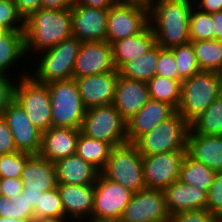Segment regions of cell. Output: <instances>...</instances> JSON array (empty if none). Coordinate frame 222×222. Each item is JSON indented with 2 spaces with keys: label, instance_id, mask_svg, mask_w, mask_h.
I'll return each mask as SVG.
<instances>
[{
  "label": "cell",
  "instance_id": "6da1fadb",
  "mask_svg": "<svg viewBox=\"0 0 222 222\" xmlns=\"http://www.w3.org/2000/svg\"><path fill=\"white\" fill-rule=\"evenodd\" d=\"M194 0H156L149 12V25L156 44L172 48L190 42L189 18Z\"/></svg>",
  "mask_w": 222,
  "mask_h": 222
},
{
  "label": "cell",
  "instance_id": "7a4b0ae2",
  "mask_svg": "<svg viewBox=\"0 0 222 222\" xmlns=\"http://www.w3.org/2000/svg\"><path fill=\"white\" fill-rule=\"evenodd\" d=\"M71 10H47L40 8L24 19L26 55L38 54L53 48L72 36ZM38 52V53H37Z\"/></svg>",
  "mask_w": 222,
  "mask_h": 222
},
{
  "label": "cell",
  "instance_id": "3957f363",
  "mask_svg": "<svg viewBox=\"0 0 222 222\" xmlns=\"http://www.w3.org/2000/svg\"><path fill=\"white\" fill-rule=\"evenodd\" d=\"M222 95V73L200 71L182 82L177 112L191 124Z\"/></svg>",
  "mask_w": 222,
  "mask_h": 222
},
{
  "label": "cell",
  "instance_id": "277c9868",
  "mask_svg": "<svg viewBox=\"0 0 222 222\" xmlns=\"http://www.w3.org/2000/svg\"><path fill=\"white\" fill-rule=\"evenodd\" d=\"M190 124L176 111L151 131L139 137L134 144L142 156L187 151Z\"/></svg>",
  "mask_w": 222,
  "mask_h": 222
},
{
  "label": "cell",
  "instance_id": "5b68a950",
  "mask_svg": "<svg viewBox=\"0 0 222 222\" xmlns=\"http://www.w3.org/2000/svg\"><path fill=\"white\" fill-rule=\"evenodd\" d=\"M81 43L79 39L71 36L53 48L40 52L38 59L36 57L38 64L34 66V75L31 72L29 74L36 81L45 84L73 79L74 64Z\"/></svg>",
  "mask_w": 222,
  "mask_h": 222
},
{
  "label": "cell",
  "instance_id": "8992f818",
  "mask_svg": "<svg viewBox=\"0 0 222 222\" xmlns=\"http://www.w3.org/2000/svg\"><path fill=\"white\" fill-rule=\"evenodd\" d=\"M100 173L133 193L146 188L142 155L134 143L126 142L113 147Z\"/></svg>",
  "mask_w": 222,
  "mask_h": 222
},
{
  "label": "cell",
  "instance_id": "52a82bcc",
  "mask_svg": "<svg viewBox=\"0 0 222 222\" xmlns=\"http://www.w3.org/2000/svg\"><path fill=\"white\" fill-rule=\"evenodd\" d=\"M51 100L52 127L80 129L86 108L74 79L47 84Z\"/></svg>",
  "mask_w": 222,
  "mask_h": 222
},
{
  "label": "cell",
  "instance_id": "ba28073f",
  "mask_svg": "<svg viewBox=\"0 0 222 222\" xmlns=\"http://www.w3.org/2000/svg\"><path fill=\"white\" fill-rule=\"evenodd\" d=\"M14 100L26 112L32 124L42 132L52 127L51 100L47 84L36 81L27 71L19 73Z\"/></svg>",
  "mask_w": 222,
  "mask_h": 222
},
{
  "label": "cell",
  "instance_id": "9c48e42d",
  "mask_svg": "<svg viewBox=\"0 0 222 222\" xmlns=\"http://www.w3.org/2000/svg\"><path fill=\"white\" fill-rule=\"evenodd\" d=\"M126 123L113 104L95 106L86 109L80 130L85 136L115 147L127 142Z\"/></svg>",
  "mask_w": 222,
  "mask_h": 222
},
{
  "label": "cell",
  "instance_id": "30bf717a",
  "mask_svg": "<svg viewBox=\"0 0 222 222\" xmlns=\"http://www.w3.org/2000/svg\"><path fill=\"white\" fill-rule=\"evenodd\" d=\"M170 217L163 190L145 188L133 193L121 219L124 222H169Z\"/></svg>",
  "mask_w": 222,
  "mask_h": 222
},
{
  "label": "cell",
  "instance_id": "8fae6325",
  "mask_svg": "<svg viewBox=\"0 0 222 222\" xmlns=\"http://www.w3.org/2000/svg\"><path fill=\"white\" fill-rule=\"evenodd\" d=\"M132 195L133 192L100 173L94 184L92 220L121 218Z\"/></svg>",
  "mask_w": 222,
  "mask_h": 222
},
{
  "label": "cell",
  "instance_id": "7c38bea8",
  "mask_svg": "<svg viewBox=\"0 0 222 222\" xmlns=\"http://www.w3.org/2000/svg\"><path fill=\"white\" fill-rule=\"evenodd\" d=\"M187 151L142 156L144 182L148 189L164 190L179 179L182 161Z\"/></svg>",
  "mask_w": 222,
  "mask_h": 222
},
{
  "label": "cell",
  "instance_id": "4fadbf2b",
  "mask_svg": "<svg viewBox=\"0 0 222 222\" xmlns=\"http://www.w3.org/2000/svg\"><path fill=\"white\" fill-rule=\"evenodd\" d=\"M19 152L38 155L41 150L42 131L35 127L26 112L13 100L1 113Z\"/></svg>",
  "mask_w": 222,
  "mask_h": 222
},
{
  "label": "cell",
  "instance_id": "5bb4252c",
  "mask_svg": "<svg viewBox=\"0 0 222 222\" xmlns=\"http://www.w3.org/2000/svg\"><path fill=\"white\" fill-rule=\"evenodd\" d=\"M148 25V11L116 3L109 8L106 41L111 45L118 40L135 36L141 33Z\"/></svg>",
  "mask_w": 222,
  "mask_h": 222
},
{
  "label": "cell",
  "instance_id": "9a60e30c",
  "mask_svg": "<svg viewBox=\"0 0 222 222\" xmlns=\"http://www.w3.org/2000/svg\"><path fill=\"white\" fill-rule=\"evenodd\" d=\"M112 47L107 41L82 42L77 54L73 79L116 71Z\"/></svg>",
  "mask_w": 222,
  "mask_h": 222
},
{
  "label": "cell",
  "instance_id": "2e32d148",
  "mask_svg": "<svg viewBox=\"0 0 222 222\" xmlns=\"http://www.w3.org/2000/svg\"><path fill=\"white\" fill-rule=\"evenodd\" d=\"M72 12V36L81 42L106 41L109 9L75 4Z\"/></svg>",
  "mask_w": 222,
  "mask_h": 222
},
{
  "label": "cell",
  "instance_id": "e0dca14e",
  "mask_svg": "<svg viewBox=\"0 0 222 222\" xmlns=\"http://www.w3.org/2000/svg\"><path fill=\"white\" fill-rule=\"evenodd\" d=\"M119 72L74 78L86 109L111 105L114 102Z\"/></svg>",
  "mask_w": 222,
  "mask_h": 222
},
{
  "label": "cell",
  "instance_id": "ac0fdd59",
  "mask_svg": "<svg viewBox=\"0 0 222 222\" xmlns=\"http://www.w3.org/2000/svg\"><path fill=\"white\" fill-rule=\"evenodd\" d=\"M57 189L62 200L65 216L71 219L68 222H73V220L80 222L85 219L89 222L92 220L94 184H58Z\"/></svg>",
  "mask_w": 222,
  "mask_h": 222
},
{
  "label": "cell",
  "instance_id": "d6986e66",
  "mask_svg": "<svg viewBox=\"0 0 222 222\" xmlns=\"http://www.w3.org/2000/svg\"><path fill=\"white\" fill-rule=\"evenodd\" d=\"M175 112L176 110L171 105L149 99L134 116L126 121L127 142L134 143L160 122L170 118Z\"/></svg>",
  "mask_w": 222,
  "mask_h": 222
},
{
  "label": "cell",
  "instance_id": "ffe728a7",
  "mask_svg": "<svg viewBox=\"0 0 222 222\" xmlns=\"http://www.w3.org/2000/svg\"><path fill=\"white\" fill-rule=\"evenodd\" d=\"M149 99L146 82L118 75L113 105L126 121L134 116Z\"/></svg>",
  "mask_w": 222,
  "mask_h": 222
},
{
  "label": "cell",
  "instance_id": "44dd1931",
  "mask_svg": "<svg viewBox=\"0 0 222 222\" xmlns=\"http://www.w3.org/2000/svg\"><path fill=\"white\" fill-rule=\"evenodd\" d=\"M80 132V129L62 127L49 128L47 131L42 132V143L39 155L53 163L68 156L75 155Z\"/></svg>",
  "mask_w": 222,
  "mask_h": 222
},
{
  "label": "cell",
  "instance_id": "7402d4cb",
  "mask_svg": "<svg viewBox=\"0 0 222 222\" xmlns=\"http://www.w3.org/2000/svg\"><path fill=\"white\" fill-rule=\"evenodd\" d=\"M24 190L46 192L57 188V170L52 161L38 155H31L21 172Z\"/></svg>",
  "mask_w": 222,
  "mask_h": 222
},
{
  "label": "cell",
  "instance_id": "603a6c76",
  "mask_svg": "<svg viewBox=\"0 0 222 222\" xmlns=\"http://www.w3.org/2000/svg\"><path fill=\"white\" fill-rule=\"evenodd\" d=\"M187 154L209 169L222 171V136L188 132Z\"/></svg>",
  "mask_w": 222,
  "mask_h": 222
},
{
  "label": "cell",
  "instance_id": "cb8c5ba5",
  "mask_svg": "<svg viewBox=\"0 0 222 222\" xmlns=\"http://www.w3.org/2000/svg\"><path fill=\"white\" fill-rule=\"evenodd\" d=\"M170 214L206 209L207 193L177 180L163 190Z\"/></svg>",
  "mask_w": 222,
  "mask_h": 222
},
{
  "label": "cell",
  "instance_id": "d4e9b609",
  "mask_svg": "<svg viewBox=\"0 0 222 222\" xmlns=\"http://www.w3.org/2000/svg\"><path fill=\"white\" fill-rule=\"evenodd\" d=\"M58 184H95L100 170L78 155L68 156L55 162Z\"/></svg>",
  "mask_w": 222,
  "mask_h": 222
},
{
  "label": "cell",
  "instance_id": "484cf974",
  "mask_svg": "<svg viewBox=\"0 0 222 222\" xmlns=\"http://www.w3.org/2000/svg\"><path fill=\"white\" fill-rule=\"evenodd\" d=\"M156 45L155 33L148 25L141 33L111 44L117 71L128 61L143 55Z\"/></svg>",
  "mask_w": 222,
  "mask_h": 222
},
{
  "label": "cell",
  "instance_id": "4316f807",
  "mask_svg": "<svg viewBox=\"0 0 222 222\" xmlns=\"http://www.w3.org/2000/svg\"><path fill=\"white\" fill-rule=\"evenodd\" d=\"M25 56L27 57L23 31H6L0 35V73L10 71L8 74L11 75L15 65H18L17 61L20 62Z\"/></svg>",
  "mask_w": 222,
  "mask_h": 222
},
{
  "label": "cell",
  "instance_id": "83f0119b",
  "mask_svg": "<svg viewBox=\"0 0 222 222\" xmlns=\"http://www.w3.org/2000/svg\"><path fill=\"white\" fill-rule=\"evenodd\" d=\"M158 62V45L156 44L148 52L126 62L119 70V75L132 80L148 82L156 75Z\"/></svg>",
  "mask_w": 222,
  "mask_h": 222
},
{
  "label": "cell",
  "instance_id": "f1b7e54d",
  "mask_svg": "<svg viewBox=\"0 0 222 222\" xmlns=\"http://www.w3.org/2000/svg\"><path fill=\"white\" fill-rule=\"evenodd\" d=\"M215 173L216 171L209 169L186 153L181 164L178 180L182 183L193 185L207 193L212 185Z\"/></svg>",
  "mask_w": 222,
  "mask_h": 222
},
{
  "label": "cell",
  "instance_id": "f546056e",
  "mask_svg": "<svg viewBox=\"0 0 222 222\" xmlns=\"http://www.w3.org/2000/svg\"><path fill=\"white\" fill-rule=\"evenodd\" d=\"M146 84L150 99L169 104L177 111L181 99V81L155 75Z\"/></svg>",
  "mask_w": 222,
  "mask_h": 222
},
{
  "label": "cell",
  "instance_id": "4dcf8cb0",
  "mask_svg": "<svg viewBox=\"0 0 222 222\" xmlns=\"http://www.w3.org/2000/svg\"><path fill=\"white\" fill-rule=\"evenodd\" d=\"M112 149L111 144L85 136L80 132L75 154L101 171L106 165Z\"/></svg>",
  "mask_w": 222,
  "mask_h": 222
},
{
  "label": "cell",
  "instance_id": "1f68e13d",
  "mask_svg": "<svg viewBox=\"0 0 222 222\" xmlns=\"http://www.w3.org/2000/svg\"><path fill=\"white\" fill-rule=\"evenodd\" d=\"M201 71L222 73V41L200 40L190 41Z\"/></svg>",
  "mask_w": 222,
  "mask_h": 222
},
{
  "label": "cell",
  "instance_id": "d6a6232c",
  "mask_svg": "<svg viewBox=\"0 0 222 222\" xmlns=\"http://www.w3.org/2000/svg\"><path fill=\"white\" fill-rule=\"evenodd\" d=\"M193 133L222 136V95L190 124Z\"/></svg>",
  "mask_w": 222,
  "mask_h": 222
},
{
  "label": "cell",
  "instance_id": "836d02e7",
  "mask_svg": "<svg viewBox=\"0 0 222 222\" xmlns=\"http://www.w3.org/2000/svg\"><path fill=\"white\" fill-rule=\"evenodd\" d=\"M173 51L178 71V81H185L199 73V65L192 42L170 48Z\"/></svg>",
  "mask_w": 222,
  "mask_h": 222
},
{
  "label": "cell",
  "instance_id": "e575fe53",
  "mask_svg": "<svg viewBox=\"0 0 222 222\" xmlns=\"http://www.w3.org/2000/svg\"><path fill=\"white\" fill-rule=\"evenodd\" d=\"M214 30L212 13L203 12L193 5L189 18L190 41L214 40Z\"/></svg>",
  "mask_w": 222,
  "mask_h": 222
},
{
  "label": "cell",
  "instance_id": "d590c367",
  "mask_svg": "<svg viewBox=\"0 0 222 222\" xmlns=\"http://www.w3.org/2000/svg\"><path fill=\"white\" fill-rule=\"evenodd\" d=\"M0 217L29 220L31 222L35 220L34 210L22 194L10 198L0 197Z\"/></svg>",
  "mask_w": 222,
  "mask_h": 222
},
{
  "label": "cell",
  "instance_id": "8d00e7d4",
  "mask_svg": "<svg viewBox=\"0 0 222 222\" xmlns=\"http://www.w3.org/2000/svg\"><path fill=\"white\" fill-rule=\"evenodd\" d=\"M35 220L43 218H66L62 200L57 188L46 191L34 210Z\"/></svg>",
  "mask_w": 222,
  "mask_h": 222
},
{
  "label": "cell",
  "instance_id": "74e56055",
  "mask_svg": "<svg viewBox=\"0 0 222 222\" xmlns=\"http://www.w3.org/2000/svg\"><path fill=\"white\" fill-rule=\"evenodd\" d=\"M31 156L25 152H12L0 155V179L20 178L27 159Z\"/></svg>",
  "mask_w": 222,
  "mask_h": 222
},
{
  "label": "cell",
  "instance_id": "f35d334b",
  "mask_svg": "<svg viewBox=\"0 0 222 222\" xmlns=\"http://www.w3.org/2000/svg\"><path fill=\"white\" fill-rule=\"evenodd\" d=\"M0 26L6 31H24V19L14 1L0 0Z\"/></svg>",
  "mask_w": 222,
  "mask_h": 222
},
{
  "label": "cell",
  "instance_id": "ab89813d",
  "mask_svg": "<svg viewBox=\"0 0 222 222\" xmlns=\"http://www.w3.org/2000/svg\"><path fill=\"white\" fill-rule=\"evenodd\" d=\"M156 75L178 80V71L173 51L170 48H162L158 45V62Z\"/></svg>",
  "mask_w": 222,
  "mask_h": 222
},
{
  "label": "cell",
  "instance_id": "60d3db41",
  "mask_svg": "<svg viewBox=\"0 0 222 222\" xmlns=\"http://www.w3.org/2000/svg\"><path fill=\"white\" fill-rule=\"evenodd\" d=\"M206 209L222 219V171H216L212 185L207 192Z\"/></svg>",
  "mask_w": 222,
  "mask_h": 222
},
{
  "label": "cell",
  "instance_id": "b9f144b4",
  "mask_svg": "<svg viewBox=\"0 0 222 222\" xmlns=\"http://www.w3.org/2000/svg\"><path fill=\"white\" fill-rule=\"evenodd\" d=\"M169 222H222V219L210 213L207 209H201L172 214Z\"/></svg>",
  "mask_w": 222,
  "mask_h": 222
},
{
  "label": "cell",
  "instance_id": "7bdbcfd3",
  "mask_svg": "<svg viewBox=\"0 0 222 222\" xmlns=\"http://www.w3.org/2000/svg\"><path fill=\"white\" fill-rule=\"evenodd\" d=\"M11 76L0 73V114L14 100L16 82Z\"/></svg>",
  "mask_w": 222,
  "mask_h": 222
},
{
  "label": "cell",
  "instance_id": "ee69618b",
  "mask_svg": "<svg viewBox=\"0 0 222 222\" xmlns=\"http://www.w3.org/2000/svg\"><path fill=\"white\" fill-rule=\"evenodd\" d=\"M12 132L0 114V155L17 152Z\"/></svg>",
  "mask_w": 222,
  "mask_h": 222
},
{
  "label": "cell",
  "instance_id": "f6af8a7d",
  "mask_svg": "<svg viewBox=\"0 0 222 222\" xmlns=\"http://www.w3.org/2000/svg\"><path fill=\"white\" fill-rule=\"evenodd\" d=\"M3 196L10 198L22 194L24 186L20 178L0 179Z\"/></svg>",
  "mask_w": 222,
  "mask_h": 222
},
{
  "label": "cell",
  "instance_id": "bcb514c9",
  "mask_svg": "<svg viewBox=\"0 0 222 222\" xmlns=\"http://www.w3.org/2000/svg\"><path fill=\"white\" fill-rule=\"evenodd\" d=\"M14 2L23 19L41 8L40 0H14Z\"/></svg>",
  "mask_w": 222,
  "mask_h": 222
},
{
  "label": "cell",
  "instance_id": "7dc6e473",
  "mask_svg": "<svg viewBox=\"0 0 222 222\" xmlns=\"http://www.w3.org/2000/svg\"><path fill=\"white\" fill-rule=\"evenodd\" d=\"M41 8L47 10H71L76 0H40Z\"/></svg>",
  "mask_w": 222,
  "mask_h": 222
},
{
  "label": "cell",
  "instance_id": "c3c4849f",
  "mask_svg": "<svg viewBox=\"0 0 222 222\" xmlns=\"http://www.w3.org/2000/svg\"><path fill=\"white\" fill-rule=\"evenodd\" d=\"M194 6L206 13L222 11V0H194Z\"/></svg>",
  "mask_w": 222,
  "mask_h": 222
},
{
  "label": "cell",
  "instance_id": "681fc988",
  "mask_svg": "<svg viewBox=\"0 0 222 222\" xmlns=\"http://www.w3.org/2000/svg\"><path fill=\"white\" fill-rule=\"evenodd\" d=\"M76 4L100 9H109L116 4V0H76Z\"/></svg>",
  "mask_w": 222,
  "mask_h": 222
},
{
  "label": "cell",
  "instance_id": "f907efd6",
  "mask_svg": "<svg viewBox=\"0 0 222 222\" xmlns=\"http://www.w3.org/2000/svg\"><path fill=\"white\" fill-rule=\"evenodd\" d=\"M156 0H116V3L123 6H134L150 12Z\"/></svg>",
  "mask_w": 222,
  "mask_h": 222
},
{
  "label": "cell",
  "instance_id": "816d5d0a",
  "mask_svg": "<svg viewBox=\"0 0 222 222\" xmlns=\"http://www.w3.org/2000/svg\"><path fill=\"white\" fill-rule=\"evenodd\" d=\"M44 192L34 190H23L22 195L25 196L29 206L35 210L36 206H39V200Z\"/></svg>",
  "mask_w": 222,
  "mask_h": 222
},
{
  "label": "cell",
  "instance_id": "f5cc1de1",
  "mask_svg": "<svg viewBox=\"0 0 222 222\" xmlns=\"http://www.w3.org/2000/svg\"><path fill=\"white\" fill-rule=\"evenodd\" d=\"M214 21V40L222 41V11L212 13Z\"/></svg>",
  "mask_w": 222,
  "mask_h": 222
},
{
  "label": "cell",
  "instance_id": "db71d44e",
  "mask_svg": "<svg viewBox=\"0 0 222 222\" xmlns=\"http://www.w3.org/2000/svg\"><path fill=\"white\" fill-rule=\"evenodd\" d=\"M68 218H43L34 220L35 222H67Z\"/></svg>",
  "mask_w": 222,
  "mask_h": 222
},
{
  "label": "cell",
  "instance_id": "11a10c76",
  "mask_svg": "<svg viewBox=\"0 0 222 222\" xmlns=\"http://www.w3.org/2000/svg\"><path fill=\"white\" fill-rule=\"evenodd\" d=\"M0 222H31V221L22 220V219H14V218H9V217H6V218L0 217Z\"/></svg>",
  "mask_w": 222,
  "mask_h": 222
},
{
  "label": "cell",
  "instance_id": "9f6ffc18",
  "mask_svg": "<svg viewBox=\"0 0 222 222\" xmlns=\"http://www.w3.org/2000/svg\"><path fill=\"white\" fill-rule=\"evenodd\" d=\"M89 222H124V221L121 218H119V219L91 220Z\"/></svg>",
  "mask_w": 222,
  "mask_h": 222
},
{
  "label": "cell",
  "instance_id": "6f0895ef",
  "mask_svg": "<svg viewBox=\"0 0 222 222\" xmlns=\"http://www.w3.org/2000/svg\"><path fill=\"white\" fill-rule=\"evenodd\" d=\"M4 32H6V30L2 26H0V35H2Z\"/></svg>",
  "mask_w": 222,
  "mask_h": 222
},
{
  "label": "cell",
  "instance_id": "680465c9",
  "mask_svg": "<svg viewBox=\"0 0 222 222\" xmlns=\"http://www.w3.org/2000/svg\"><path fill=\"white\" fill-rule=\"evenodd\" d=\"M3 196L2 191H1V182H0V197Z\"/></svg>",
  "mask_w": 222,
  "mask_h": 222
}]
</instances>
